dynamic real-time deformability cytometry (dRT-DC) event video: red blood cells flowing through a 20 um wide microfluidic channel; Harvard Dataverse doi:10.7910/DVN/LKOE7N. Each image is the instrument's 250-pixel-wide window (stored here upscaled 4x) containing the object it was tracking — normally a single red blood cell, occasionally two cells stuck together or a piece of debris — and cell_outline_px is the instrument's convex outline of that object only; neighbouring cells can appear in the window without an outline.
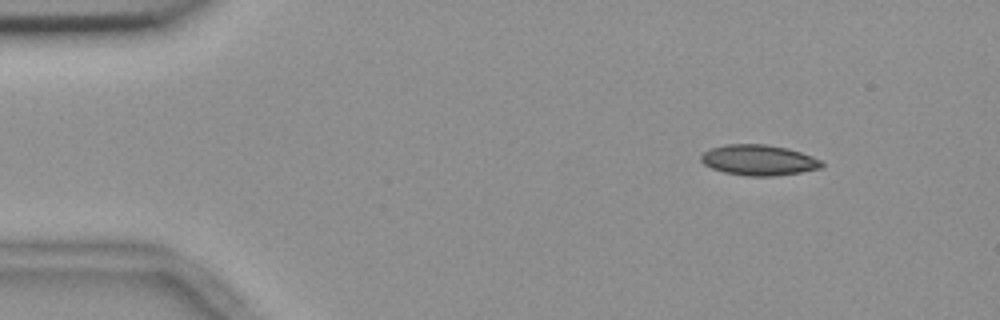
{"species": "common noctule bat (a hibernating species)", "species_latin": "Nyctalus noctula", "temperature_condition": "room temperature", "stored_images_in_passage": 7, "camera_frame_rate_fps": 3000, "um_per_image_px": 0.085, "animal": {"sex": "female", "body_mass_g": 18.4}, "frame": {"image": 1, "passage_image": 1, "time_ms": 0.0, "image_size_px": [1000, 320], "cell_outline_px": [[824, 164], [820, 168], [800, 172], [776, 176], [748, 176], [724, 172], [712, 168], [704, 164], [700, 160], [700, 156], [704, 152], [712, 148], [724, 144], [764, 144], [788, 148], [812, 156], [820, 160]], "centroid_in_image_um": [64.48, 13.6], "position_along_channel_um": 20.5, "area_um2": 21.44}}
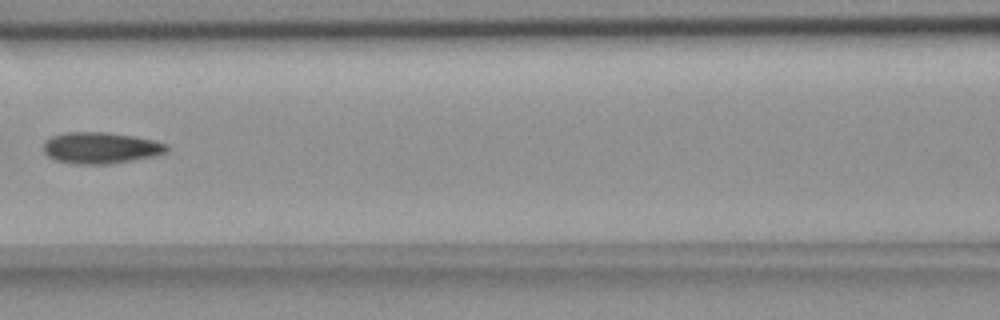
{"frame": {"image": 2, "passage_image": 6, "time_ms": 1.667, "image_size_px": [1000, 320], "cell_outline_px": [[168, 148], [164, 152], [152, 156], [132, 160], [108, 164], [72, 164], [56, 160], [48, 156], [44, 152], [44, 140], [52, 136], [64, 132], [104, 132], [132, 136], [152, 140], [168, 144]], "centroid_in_image_um": [8.5, 12.57], "position_along_channel_um": 158.1, "area_um2": 22.37}}
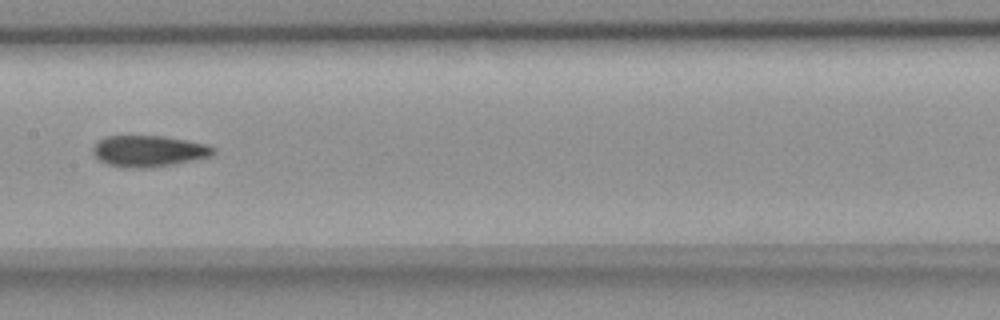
{"frame": {"image": 3, "passage_image": 7, "time_ms": 2.0, "image_size_px": [1000, 320], "cell_outline_px": [[216, 152], [212, 156], [172, 164], [148, 168], [124, 168], [108, 164], [100, 160], [92, 152], [92, 148], [104, 136], [164, 136], [208, 144], [216, 148]], "centroid_in_image_um": [12.67, 12.84], "position_along_channel_um": 194.7, "area_um2": 21.96}}